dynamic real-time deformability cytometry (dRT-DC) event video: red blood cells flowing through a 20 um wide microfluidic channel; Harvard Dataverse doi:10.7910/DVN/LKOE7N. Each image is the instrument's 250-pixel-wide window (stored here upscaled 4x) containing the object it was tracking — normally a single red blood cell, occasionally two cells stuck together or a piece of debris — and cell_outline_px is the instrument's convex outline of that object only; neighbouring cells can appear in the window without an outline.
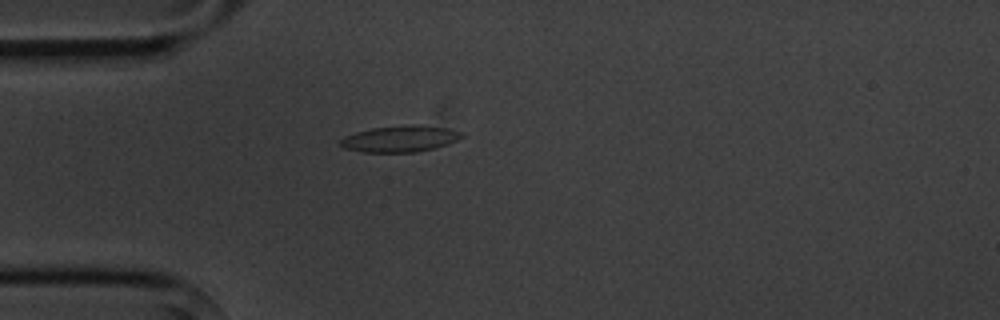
{"species": "common noctule bat (a hibernating species)", "species_latin": "Nyctalus noctula", "temperature_condition": "cold", "stored_images_in_passage": 2, "camera_frame_rate_fps": 3000, "um_per_image_px": 0.085, "animal": {"sex": "male", "body_mass_g": 20.1, "forearm_length_mm": 53.5}, "frame": {"image": 1, "passage_image": 2, "time_ms": 1.0, "image_size_px": [1000, 320], "cell_outline_px": [[464, 136], [448, 144], [436, 148], [416, 152], [364, 152], [344, 148], [340, 144], [340, 140], [344, 136], [356, 132], [372, 128], [412, 124], [420, 124], [448, 128], [464, 132]], "centroid_in_image_um": [34.05, 11.79], "position_along_channel_um": 50.9, "area_um2": 18.79}}